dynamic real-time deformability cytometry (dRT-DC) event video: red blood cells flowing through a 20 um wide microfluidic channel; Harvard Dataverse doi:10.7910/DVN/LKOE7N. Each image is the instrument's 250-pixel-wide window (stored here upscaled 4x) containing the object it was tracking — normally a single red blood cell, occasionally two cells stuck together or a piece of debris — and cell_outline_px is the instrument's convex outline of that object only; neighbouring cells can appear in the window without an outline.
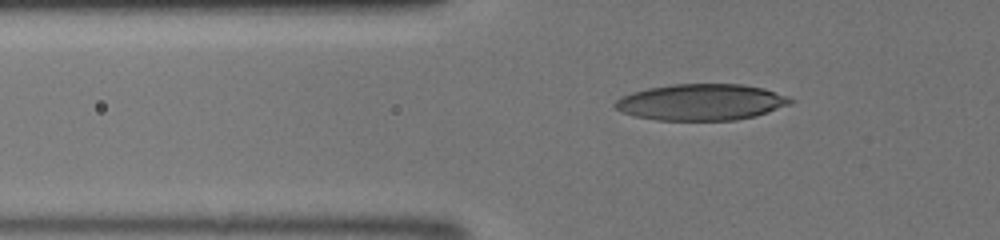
{"species": "human", "species_latin": "Homo sapiens", "temperature_condition": "room temperature", "stored_images_in_passage": 47, "camera_frame_rate_fps": 3000, "um_per_image_px": 0.085, "donor": {"sex": "male"}, "frame": {"image": 1, "passage_image": 19, "time_ms": 6.0, "image_size_px": [1000, 240], "cell_outline_px": [[796, 100], [792, 104], [756, 116], [736, 120], [656, 120], [632, 116], [616, 108], [612, 104], [620, 96], [632, 92], [648, 88], [672, 84], [744, 84], [764, 88]], "centroid_in_image_um": [59.6, 8.68], "position_along_channel_um": 66.2, "area_um2": 37.34}}
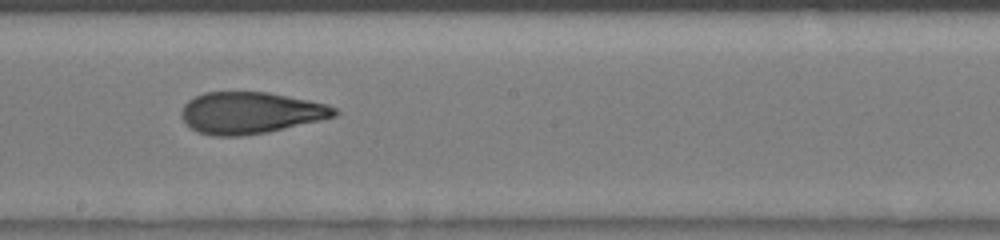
{"frame": {"image": 2, "passage_image": 30, "time_ms": 9.667, "image_size_px": [1000, 240], "cell_outline_px": [[340, 112], [336, 116], [320, 120], [268, 132], [240, 136], [216, 136], [196, 132], [180, 116], [180, 112], [184, 104], [188, 100], [204, 92], [268, 92], [328, 104], [336, 108]], "centroid_in_image_um": [21.29, 9.59], "position_along_channel_um": 226.9, "area_um2": 37.17}}
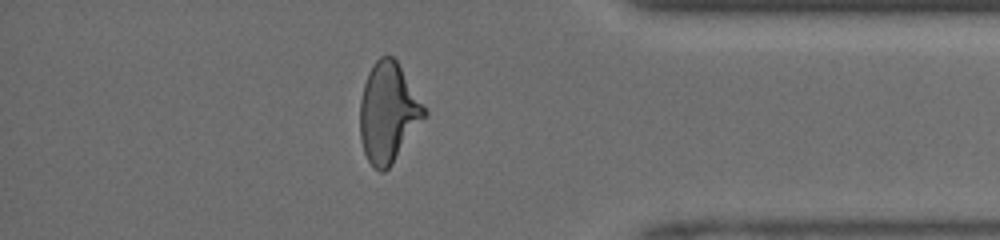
{"frame": {"image": 3, "passage_image": 42, "time_ms": 13.667, "image_size_px": [1000, 240], "cell_outline_px": [[428, 116], [392, 164], [384, 172], [380, 172], [372, 168], [364, 152], [360, 140], [360, 100], [364, 84], [368, 72], [372, 64], [380, 56], [392, 56], [396, 60], [428, 108]], "centroid_in_image_um": [33.03, 9.59], "position_along_channel_um": 402.2, "area_um2": 38.09}}